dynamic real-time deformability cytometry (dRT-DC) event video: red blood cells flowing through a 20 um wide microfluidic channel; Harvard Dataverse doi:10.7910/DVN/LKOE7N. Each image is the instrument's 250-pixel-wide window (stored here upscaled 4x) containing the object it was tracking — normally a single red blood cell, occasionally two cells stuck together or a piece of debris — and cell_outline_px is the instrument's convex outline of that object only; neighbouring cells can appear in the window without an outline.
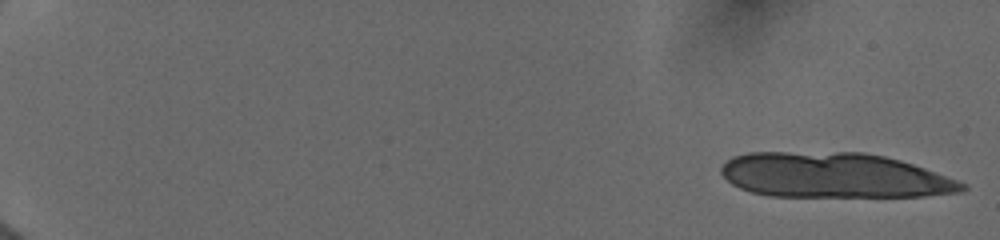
{"species": "human", "species_latin": "Homo sapiens", "temperature_condition": "cold", "stored_images_in_passage": 52, "camera_frame_rate_fps": 3000, "um_per_image_px": 0.085, "donor": {"sex": "female"}, "frame": {"image": 1, "passage_image": 1, "time_ms": 0.0, "image_size_px": [1000, 240], "cell_outline_px": [[968, 188], [964, 192], [924, 196], [768, 196], [752, 192], [740, 188], [732, 184], [720, 172], [720, 168], [732, 156], [748, 152], [864, 152], [884, 156], [900, 160], [924, 168], [968, 184]], "centroid_in_image_um": [70.91, 14.9], "position_along_channel_um": 14.1, "area_um2": 63.41}}
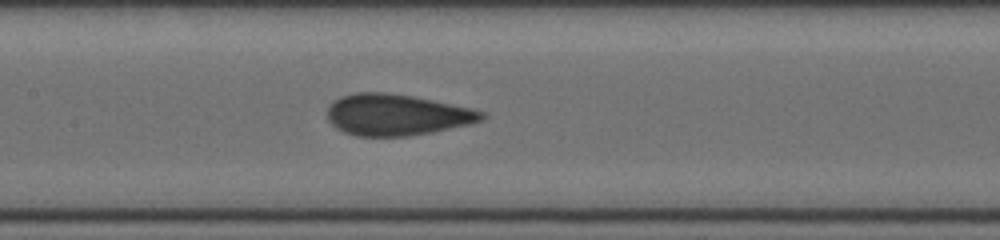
{"frame": {"image": 2, "passage_image": 20, "time_ms": 9.333, "image_size_px": [1000, 240], "cell_outline_px": [[488, 116], [484, 120], [472, 124], [432, 132], [408, 136], [356, 136], [344, 132], [336, 128], [328, 120], [328, 108], [340, 96], [356, 92], [384, 92], [412, 96], [472, 108], [484, 112]], "centroid_in_image_um": [33.76, 9.76], "position_along_channel_um": 173.6, "area_um2": 37.22}}
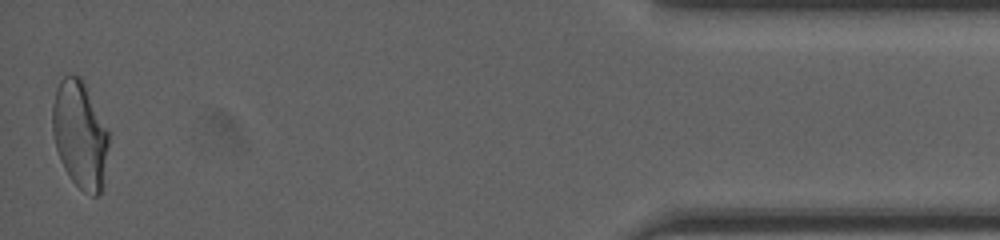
{"frame": {"image": 3, "passage_image": 52, "time_ms": 17.333, "image_size_px": [1000, 240], "cell_outline_px": [[108, 144], [104, 184], [100, 192], [96, 196], [92, 196], [84, 192], [68, 176], [60, 160], [56, 148], [52, 132], [52, 104], [56, 88], [60, 80], [64, 76], [80, 76], [108, 132]], "centroid_in_image_um": [6.77, 11.49], "position_along_channel_um": 428.4, "area_um2": 34.85}, "authors_computed_cell_mechanics": {"area_um2": 36.8475, "velocity_mm_per_s": 3.9968, "shape_relaxation_time_tau1_ms": null, "shape_relaxation_time_tau2_ms": 0.662, "deformation_change_tau1": null, "deformation_change_tau2": 0.0537}}